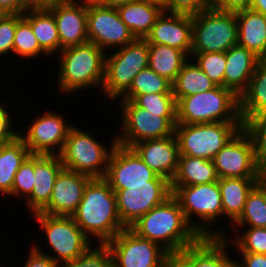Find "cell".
Listing matches in <instances>:
<instances>
[{
    "instance_id": "9f6ffc18",
    "label": "cell",
    "mask_w": 266,
    "mask_h": 267,
    "mask_svg": "<svg viewBox=\"0 0 266 267\" xmlns=\"http://www.w3.org/2000/svg\"><path fill=\"white\" fill-rule=\"evenodd\" d=\"M71 2H74V0H69ZM81 3L84 6H91V5H103L104 0H82Z\"/></svg>"
},
{
    "instance_id": "816d5d0a",
    "label": "cell",
    "mask_w": 266,
    "mask_h": 267,
    "mask_svg": "<svg viewBox=\"0 0 266 267\" xmlns=\"http://www.w3.org/2000/svg\"><path fill=\"white\" fill-rule=\"evenodd\" d=\"M249 9L266 16V0H252Z\"/></svg>"
},
{
    "instance_id": "db71d44e",
    "label": "cell",
    "mask_w": 266,
    "mask_h": 267,
    "mask_svg": "<svg viewBox=\"0 0 266 267\" xmlns=\"http://www.w3.org/2000/svg\"><path fill=\"white\" fill-rule=\"evenodd\" d=\"M135 1H139V0H104L103 5L116 8L120 5L127 4L130 2H135Z\"/></svg>"
},
{
    "instance_id": "2e32d148",
    "label": "cell",
    "mask_w": 266,
    "mask_h": 267,
    "mask_svg": "<svg viewBox=\"0 0 266 267\" xmlns=\"http://www.w3.org/2000/svg\"><path fill=\"white\" fill-rule=\"evenodd\" d=\"M88 40L101 48L123 47L136 38L120 18L115 7L87 6Z\"/></svg>"
},
{
    "instance_id": "83f0119b",
    "label": "cell",
    "mask_w": 266,
    "mask_h": 267,
    "mask_svg": "<svg viewBox=\"0 0 266 267\" xmlns=\"http://www.w3.org/2000/svg\"><path fill=\"white\" fill-rule=\"evenodd\" d=\"M219 180L212 160L179 155L178 168L171 186H195Z\"/></svg>"
},
{
    "instance_id": "4fadbf2b",
    "label": "cell",
    "mask_w": 266,
    "mask_h": 267,
    "mask_svg": "<svg viewBox=\"0 0 266 267\" xmlns=\"http://www.w3.org/2000/svg\"><path fill=\"white\" fill-rule=\"evenodd\" d=\"M219 179L264 178L266 170L255 159L253 143L242 128L212 159Z\"/></svg>"
},
{
    "instance_id": "44dd1931",
    "label": "cell",
    "mask_w": 266,
    "mask_h": 267,
    "mask_svg": "<svg viewBox=\"0 0 266 267\" xmlns=\"http://www.w3.org/2000/svg\"><path fill=\"white\" fill-rule=\"evenodd\" d=\"M132 148L158 176L172 181L179 159V145L175 133L166 138L137 142Z\"/></svg>"
},
{
    "instance_id": "8fae6325",
    "label": "cell",
    "mask_w": 266,
    "mask_h": 267,
    "mask_svg": "<svg viewBox=\"0 0 266 267\" xmlns=\"http://www.w3.org/2000/svg\"><path fill=\"white\" fill-rule=\"evenodd\" d=\"M47 235L48 246L54 253L49 256L57 265L75 260L91 245L90 239L75 223L72 216L32 214Z\"/></svg>"
},
{
    "instance_id": "ee69618b",
    "label": "cell",
    "mask_w": 266,
    "mask_h": 267,
    "mask_svg": "<svg viewBox=\"0 0 266 267\" xmlns=\"http://www.w3.org/2000/svg\"><path fill=\"white\" fill-rule=\"evenodd\" d=\"M211 7V0H168V13L195 15Z\"/></svg>"
},
{
    "instance_id": "7a4b0ae2",
    "label": "cell",
    "mask_w": 266,
    "mask_h": 267,
    "mask_svg": "<svg viewBox=\"0 0 266 267\" xmlns=\"http://www.w3.org/2000/svg\"><path fill=\"white\" fill-rule=\"evenodd\" d=\"M72 217L85 235L96 237L99 244H106L126 229L117 212L115 192L104 177L89 180Z\"/></svg>"
},
{
    "instance_id": "f1b7e54d",
    "label": "cell",
    "mask_w": 266,
    "mask_h": 267,
    "mask_svg": "<svg viewBox=\"0 0 266 267\" xmlns=\"http://www.w3.org/2000/svg\"><path fill=\"white\" fill-rule=\"evenodd\" d=\"M23 18L31 25L40 47L46 56L60 52V40L53 13L47 7H30Z\"/></svg>"
},
{
    "instance_id": "603a6c76",
    "label": "cell",
    "mask_w": 266,
    "mask_h": 267,
    "mask_svg": "<svg viewBox=\"0 0 266 267\" xmlns=\"http://www.w3.org/2000/svg\"><path fill=\"white\" fill-rule=\"evenodd\" d=\"M258 60L259 57L245 47L232 46L226 52L224 87L239 97L247 89Z\"/></svg>"
},
{
    "instance_id": "836d02e7",
    "label": "cell",
    "mask_w": 266,
    "mask_h": 267,
    "mask_svg": "<svg viewBox=\"0 0 266 267\" xmlns=\"http://www.w3.org/2000/svg\"><path fill=\"white\" fill-rule=\"evenodd\" d=\"M266 228V176L249 192L243 211L233 223L236 227L243 226Z\"/></svg>"
},
{
    "instance_id": "4dcf8cb0",
    "label": "cell",
    "mask_w": 266,
    "mask_h": 267,
    "mask_svg": "<svg viewBox=\"0 0 266 267\" xmlns=\"http://www.w3.org/2000/svg\"><path fill=\"white\" fill-rule=\"evenodd\" d=\"M266 109V58H259L247 89L239 96L242 123Z\"/></svg>"
},
{
    "instance_id": "e0dca14e",
    "label": "cell",
    "mask_w": 266,
    "mask_h": 267,
    "mask_svg": "<svg viewBox=\"0 0 266 267\" xmlns=\"http://www.w3.org/2000/svg\"><path fill=\"white\" fill-rule=\"evenodd\" d=\"M47 112L33 120V123L26 128L28 129L25 132L26 135L19 131V136L24 140L31 154L60 155L64 148L72 125H67L62 115L52 111ZM56 147L58 150L55 149Z\"/></svg>"
},
{
    "instance_id": "d6986e66",
    "label": "cell",
    "mask_w": 266,
    "mask_h": 267,
    "mask_svg": "<svg viewBox=\"0 0 266 267\" xmlns=\"http://www.w3.org/2000/svg\"><path fill=\"white\" fill-rule=\"evenodd\" d=\"M53 13L60 51L89 42L87 33V6L69 0L47 6Z\"/></svg>"
},
{
    "instance_id": "277c9868",
    "label": "cell",
    "mask_w": 266,
    "mask_h": 267,
    "mask_svg": "<svg viewBox=\"0 0 266 267\" xmlns=\"http://www.w3.org/2000/svg\"><path fill=\"white\" fill-rule=\"evenodd\" d=\"M176 110L177 124L242 122L239 97L231 89L221 86L180 98Z\"/></svg>"
},
{
    "instance_id": "bcb514c9",
    "label": "cell",
    "mask_w": 266,
    "mask_h": 267,
    "mask_svg": "<svg viewBox=\"0 0 266 267\" xmlns=\"http://www.w3.org/2000/svg\"><path fill=\"white\" fill-rule=\"evenodd\" d=\"M10 116L6 108L0 104V143L11 141L19 134V130L15 132L11 128Z\"/></svg>"
},
{
    "instance_id": "74e56055",
    "label": "cell",
    "mask_w": 266,
    "mask_h": 267,
    "mask_svg": "<svg viewBox=\"0 0 266 267\" xmlns=\"http://www.w3.org/2000/svg\"><path fill=\"white\" fill-rule=\"evenodd\" d=\"M196 59V65L214 82L216 86L224 87V71L226 52H207L190 54Z\"/></svg>"
},
{
    "instance_id": "8992f818",
    "label": "cell",
    "mask_w": 266,
    "mask_h": 267,
    "mask_svg": "<svg viewBox=\"0 0 266 267\" xmlns=\"http://www.w3.org/2000/svg\"><path fill=\"white\" fill-rule=\"evenodd\" d=\"M116 144V137H113L111 148H107L95 140L90 132H84L72 126L60 153L62 165L65 169L88 175L91 178H103Z\"/></svg>"
},
{
    "instance_id": "11a10c76",
    "label": "cell",
    "mask_w": 266,
    "mask_h": 267,
    "mask_svg": "<svg viewBox=\"0 0 266 267\" xmlns=\"http://www.w3.org/2000/svg\"><path fill=\"white\" fill-rule=\"evenodd\" d=\"M151 5L159 7L162 11L168 13V0H145Z\"/></svg>"
},
{
    "instance_id": "7402d4cb",
    "label": "cell",
    "mask_w": 266,
    "mask_h": 267,
    "mask_svg": "<svg viewBox=\"0 0 266 267\" xmlns=\"http://www.w3.org/2000/svg\"><path fill=\"white\" fill-rule=\"evenodd\" d=\"M63 168L60 155L34 154V185L26 198L32 214L41 212L48 205L56 178Z\"/></svg>"
},
{
    "instance_id": "6f0895ef",
    "label": "cell",
    "mask_w": 266,
    "mask_h": 267,
    "mask_svg": "<svg viewBox=\"0 0 266 267\" xmlns=\"http://www.w3.org/2000/svg\"><path fill=\"white\" fill-rule=\"evenodd\" d=\"M228 267H242V266L240 265V263L234 261L233 259V261L230 263Z\"/></svg>"
},
{
    "instance_id": "52a82bcc",
    "label": "cell",
    "mask_w": 266,
    "mask_h": 267,
    "mask_svg": "<svg viewBox=\"0 0 266 267\" xmlns=\"http://www.w3.org/2000/svg\"><path fill=\"white\" fill-rule=\"evenodd\" d=\"M237 42L235 12L210 7L192 16L191 54L227 52Z\"/></svg>"
},
{
    "instance_id": "d4e9b609",
    "label": "cell",
    "mask_w": 266,
    "mask_h": 267,
    "mask_svg": "<svg viewBox=\"0 0 266 267\" xmlns=\"http://www.w3.org/2000/svg\"><path fill=\"white\" fill-rule=\"evenodd\" d=\"M238 26L237 44L266 58V16L249 8L235 12Z\"/></svg>"
},
{
    "instance_id": "484cf974",
    "label": "cell",
    "mask_w": 266,
    "mask_h": 267,
    "mask_svg": "<svg viewBox=\"0 0 266 267\" xmlns=\"http://www.w3.org/2000/svg\"><path fill=\"white\" fill-rule=\"evenodd\" d=\"M117 12L135 38L145 39L163 12L145 0L130 2L116 7Z\"/></svg>"
},
{
    "instance_id": "9a60e30c",
    "label": "cell",
    "mask_w": 266,
    "mask_h": 267,
    "mask_svg": "<svg viewBox=\"0 0 266 267\" xmlns=\"http://www.w3.org/2000/svg\"><path fill=\"white\" fill-rule=\"evenodd\" d=\"M113 190L125 186L149 185V181H169L150 169L132 147L114 146L104 177Z\"/></svg>"
},
{
    "instance_id": "ab89813d",
    "label": "cell",
    "mask_w": 266,
    "mask_h": 267,
    "mask_svg": "<svg viewBox=\"0 0 266 267\" xmlns=\"http://www.w3.org/2000/svg\"><path fill=\"white\" fill-rule=\"evenodd\" d=\"M58 267H112L111 252L107 244L90 246L75 260L64 262Z\"/></svg>"
},
{
    "instance_id": "7dc6e473",
    "label": "cell",
    "mask_w": 266,
    "mask_h": 267,
    "mask_svg": "<svg viewBox=\"0 0 266 267\" xmlns=\"http://www.w3.org/2000/svg\"><path fill=\"white\" fill-rule=\"evenodd\" d=\"M252 0H211V7L220 11L236 12L248 9Z\"/></svg>"
},
{
    "instance_id": "f546056e",
    "label": "cell",
    "mask_w": 266,
    "mask_h": 267,
    "mask_svg": "<svg viewBox=\"0 0 266 267\" xmlns=\"http://www.w3.org/2000/svg\"><path fill=\"white\" fill-rule=\"evenodd\" d=\"M30 154L19 134L11 141L0 143V194L11 193L14 176Z\"/></svg>"
},
{
    "instance_id": "d6a6232c",
    "label": "cell",
    "mask_w": 266,
    "mask_h": 267,
    "mask_svg": "<svg viewBox=\"0 0 266 267\" xmlns=\"http://www.w3.org/2000/svg\"><path fill=\"white\" fill-rule=\"evenodd\" d=\"M189 59L183 64L175 81L172 83V93L176 102L185 96L202 93L216 87L214 82L200 69L195 61Z\"/></svg>"
},
{
    "instance_id": "f6af8a7d",
    "label": "cell",
    "mask_w": 266,
    "mask_h": 267,
    "mask_svg": "<svg viewBox=\"0 0 266 267\" xmlns=\"http://www.w3.org/2000/svg\"><path fill=\"white\" fill-rule=\"evenodd\" d=\"M37 246L35 244L31 246L32 248L24 267H58L49 255L42 252Z\"/></svg>"
},
{
    "instance_id": "cb8c5ba5",
    "label": "cell",
    "mask_w": 266,
    "mask_h": 267,
    "mask_svg": "<svg viewBox=\"0 0 266 267\" xmlns=\"http://www.w3.org/2000/svg\"><path fill=\"white\" fill-rule=\"evenodd\" d=\"M227 242L221 237H203L178 254L188 267H228L233 260L226 252Z\"/></svg>"
},
{
    "instance_id": "ffe728a7",
    "label": "cell",
    "mask_w": 266,
    "mask_h": 267,
    "mask_svg": "<svg viewBox=\"0 0 266 267\" xmlns=\"http://www.w3.org/2000/svg\"><path fill=\"white\" fill-rule=\"evenodd\" d=\"M145 40L148 44L167 45L183 51L188 57L192 46V16L162 12Z\"/></svg>"
},
{
    "instance_id": "b9f144b4",
    "label": "cell",
    "mask_w": 266,
    "mask_h": 267,
    "mask_svg": "<svg viewBox=\"0 0 266 267\" xmlns=\"http://www.w3.org/2000/svg\"><path fill=\"white\" fill-rule=\"evenodd\" d=\"M34 185V154H30L26 160L22 163L18 171L16 172L13 180V186L10 197L23 196L28 197Z\"/></svg>"
},
{
    "instance_id": "3957f363",
    "label": "cell",
    "mask_w": 266,
    "mask_h": 267,
    "mask_svg": "<svg viewBox=\"0 0 266 267\" xmlns=\"http://www.w3.org/2000/svg\"><path fill=\"white\" fill-rule=\"evenodd\" d=\"M59 54L60 91L67 94L95 85L102 87L106 53L101 48L87 42L62 49Z\"/></svg>"
},
{
    "instance_id": "30bf717a",
    "label": "cell",
    "mask_w": 266,
    "mask_h": 267,
    "mask_svg": "<svg viewBox=\"0 0 266 267\" xmlns=\"http://www.w3.org/2000/svg\"><path fill=\"white\" fill-rule=\"evenodd\" d=\"M121 135L119 145L132 147L137 142L172 136L177 124V113H152L137 106L132 100H122Z\"/></svg>"
},
{
    "instance_id": "ac0fdd59",
    "label": "cell",
    "mask_w": 266,
    "mask_h": 267,
    "mask_svg": "<svg viewBox=\"0 0 266 267\" xmlns=\"http://www.w3.org/2000/svg\"><path fill=\"white\" fill-rule=\"evenodd\" d=\"M90 179L88 175L63 168L56 178L48 205L40 213L72 216Z\"/></svg>"
},
{
    "instance_id": "f907efd6",
    "label": "cell",
    "mask_w": 266,
    "mask_h": 267,
    "mask_svg": "<svg viewBox=\"0 0 266 267\" xmlns=\"http://www.w3.org/2000/svg\"><path fill=\"white\" fill-rule=\"evenodd\" d=\"M161 267H188V263L178 253H170Z\"/></svg>"
},
{
    "instance_id": "1f68e13d",
    "label": "cell",
    "mask_w": 266,
    "mask_h": 267,
    "mask_svg": "<svg viewBox=\"0 0 266 267\" xmlns=\"http://www.w3.org/2000/svg\"><path fill=\"white\" fill-rule=\"evenodd\" d=\"M148 67L173 83L188 56L181 50L162 44H148Z\"/></svg>"
},
{
    "instance_id": "7bdbcfd3",
    "label": "cell",
    "mask_w": 266,
    "mask_h": 267,
    "mask_svg": "<svg viewBox=\"0 0 266 267\" xmlns=\"http://www.w3.org/2000/svg\"><path fill=\"white\" fill-rule=\"evenodd\" d=\"M23 14H0V56L13 53V41L17 23Z\"/></svg>"
},
{
    "instance_id": "c3c4849f",
    "label": "cell",
    "mask_w": 266,
    "mask_h": 267,
    "mask_svg": "<svg viewBox=\"0 0 266 267\" xmlns=\"http://www.w3.org/2000/svg\"><path fill=\"white\" fill-rule=\"evenodd\" d=\"M29 8V0H0V14H23Z\"/></svg>"
},
{
    "instance_id": "8d00e7d4",
    "label": "cell",
    "mask_w": 266,
    "mask_h": 267,
    "mask_svg": "<svg viewBox=\"0 0 266 267\" xmlns=\"http://www.w3.org/2000/svg\"><path fill=\"white\" fill-rule=\"evenodd\" d=\"M28 58L47 54L41 47L33 33L31 25L22 18L16 25L13 41V54Z\"/></svg>"
},
{
    "instance_id": "5bb4252c",
    "label": "cell",
    "mask_w": 266,
    "mask_h": 267,
    "mask_svg": "<svg viewBox=\"0 0 266 267\" xmlns=\"http://www.w3.org/2000/svg\"><path fill=\"white\" fill-rule=\"evenodd\" d=\"M113 191L118 215L126 228L173 194L170 181H149V185L125 186Z\"/></svg>"
},
{
    "instance_id": "6da1fadb",
    "label": "cell",
    "mask_w": 266,
    "mask_h": 267,
    "mask_svg": "<svg viewBox=\"0 0 266 267\" xmlns=\"http://www.w3.org/2000/svg\"><path fill=\"white\" fill-rule=\"evenodd\" d=\"M130 229L139 237L160 244L169 253H180L202 238L188 223L173 195L143 215Z\"/></svg>"
},
{
    "instance_id": "60d3db41",
    "label": "cell",
    "mask_w": 266,
    "mask_h": 267,
    "mask_svg": "<svg viewBox=\"0 0 266 267\" xmlns=\"http://www.w3.org/2000/svg\"><path fill=\"white\" fill-rule=\"evenodd\" d=\"M137 106L152 113H177L173 93H149L132 100Z\"/></svg>"
},
{
    "instance_id": "9c48e42d",
    "label": "cell",
    "mask_w": 266,
    "mask_h": 267,
    "mask_svg": "<svg viewBox=\"0 0 266 267\" xmlns=\"http://www.w3.org/2000/svg\"><path fill=\"white\" fill-rule=\"evenodd\" d=\"M242 128V122L176 124L179 155L212 160Z\"/></svg>"
},
{
    "instance_id": "e575fe53",
    "label": "cell",
    "mask_w": 266,
    "mask_h": 267,
    "mask_svg": "<svg viewBox=\"0 0 266 267\" xmlns=\"http://www.w3.org/2000/svg\"><path fill=\"white\" fill-rule=\"evenodd\" d=\"M149 93H172V83L146 67L135 76L121 100H133L138 95Z\"/></svg>"
},
{
    "instance_id": "ba28073f",
    "label": "cell",
    "mask_w": 266,
    "mask_h": 267,
    "mask_svg": "<svg viewBox=\"0 0 266 267\" xmlns=\"http://www.w3.org/2000/svg\"><path fill=\"white\" fill-rule=\"evenodd\" d=\"M148 42L136 38L133 42L105 56L104 81L101 90L105 98L115 100L130 88L135 76L148 67Z\"/></svg>"
},
{
    "instance_id": "d590c367",
    "label": "cell",
    "mask_w": 266,
    "mask_h": 267,
    "mask_svg": "<svg viewBox=\"0 0 266 267\" xmlns=\"http://www.w3.org/2000/svg\"><path fill=\"white\" fill-rule=\"evenodd\" d=\"M243 129L252 140L255 159L266 170V109L252 115Z\"/></svg>"
},
{
    "instance_id": "681fc988",
    "label": "cell",
    "mask_w": 266,
    "mask_h": 267,
    "mask_svg": "<svg viewBox=\"0 0 266 267\" xmlns=\"http://www.w3.org/2000/svg\"><path fill=\"white\" fill-rule=\"evenodd\" d=\"M242 267H266V254L241 253Z\"/></svg>"
},
{
    "instance_id": "f35d334b",
    "label": "cell",
    "mask_w": 266,
    "mask_h": 267,
    "mask_svg": "<svg viewBox=\"0 0 266 267\" xmlns=\"http://www.w3.org/2000/svg\"><path fill=\"white\" fill-rule=\"evenodd\" d=\"M242 232L232 240L239 253L266 254V228L248 227Z\"/></svg>"
},
{
    "instance_id": "4316f807",
    "label": "cell",
    "mask_w": 266,
    "mask_h": 267,
    "mask_svg": "<svg viewBox=\"0 0 266 267\" xmlns=\"http://www.w3.org/2000/svg\"><path fill=\"white\" fill-rule=\"evenodd\" d=\"M262 179L263 178H221L218 180L223 215L228 216L232 224L241 215L249 192Z\"/></svg>"
},
{
    "instance_id": "7c38bea8",
    "label": "cell",
    "mask_w": 266,
    "mask_h": 267,
    "mask_svg": "<svg viewBox=\"0 0 266 267\" xmlns=\"http://www.w3.org/2000/svg\"><path fill=\"white\" fill-rule=\"evenodd\" d=\"M106 244L111 252L112 267H161L170 254L160 244L139 237L130 228Z\"/></svg>"
},
{
    "instance_id": "f5cc1de1",
    "label": "cell",
    "mask_w": 266,
    "mask_h": 267,
    "mask_svg": "<svg viewBox=\"0 0 266 267\" xmlns=\"http://www.w3.org/2000/svg\"><path fill=\"white\" fill-rule=\"evenodd\" d=\"M67 0H29L30 7H47L52 4L64 2Z\"/></svg>"
},
{
    "instance_id": "5b68a950",
    "label": "cell",
    "mask_w": 266,
    "mask_h": 267,
    "mask_svg": "<svg viewBox=\"0 0 266 267\" xmlns=\"http://www.w3.org/2000/svg\"><path fill=\"white\" fill-rule=\"evenodd\" d=\"M172 195L179 201L188 223L203 237H221L226 233L216 229L210 231V224L223 216L221 193L218 181L195 186H171ZM192 214L197 221L192 222ZM193 223V224H192ZM219 230V231H217Z\"/></svg>"
}]
</instances>
